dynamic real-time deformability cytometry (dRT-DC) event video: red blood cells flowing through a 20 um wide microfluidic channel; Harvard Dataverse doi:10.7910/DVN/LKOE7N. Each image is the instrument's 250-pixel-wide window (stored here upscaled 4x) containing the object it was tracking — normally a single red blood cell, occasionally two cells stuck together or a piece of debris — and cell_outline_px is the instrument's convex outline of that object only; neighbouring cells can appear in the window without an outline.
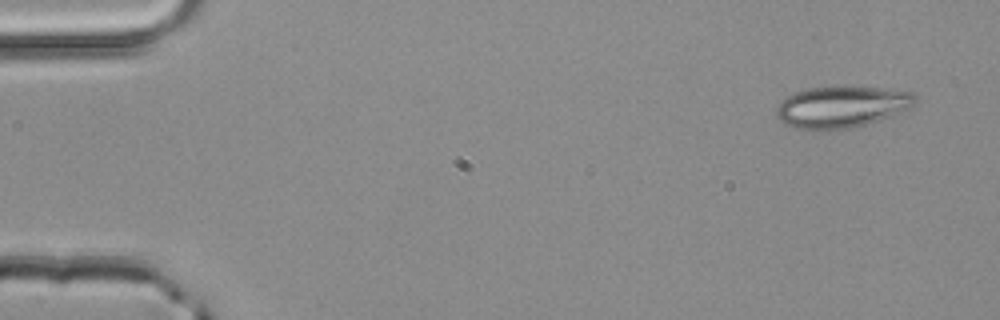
{"species": "common noctule bat (a hibernating species)", "species_latin": "Nyctalus noctula", "temperature_condition": "room temperature", "stored_images_in_passage": 3, "camera_frame_rate_fps": 3000, "um_per_image_px": 0.085, "animal": {"sex": "male", "body_mass_g": 20.4}, "frame": {"image": 1, "passage_image": 1, "time_ms": 0.0, "image_size_px": [1000, 320], "cell_outline_px": [[916, 104], [892, 116], [864, 124], [848, 128], [820, 132], [816, 132], [796, 128], [780, 120], [776, 116], [776, 108], [780, 100], [792, 92], [808, 88], [836, 84], [840, 84], [880, 88], [912, 92], [916, 96]], "centroid_in_image_um": [71.48, 9.06], "position_along_channel_um": 13.5, "area_um2": 34.62}}